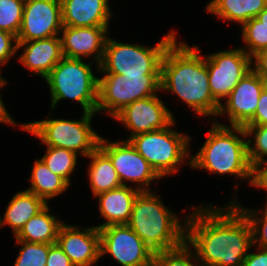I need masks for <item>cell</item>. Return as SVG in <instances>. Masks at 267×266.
I'll return each mask as SVG.
<instances>
[{
	"label": "cell",
	"instance_id": "cell-41",
	"mask_svg": "<svg viewBox=\"0 0 267 266\" xmlns=\"http://www.w3.org/2000/svg\"><path fill=\"white\" fill-rule=\"evenodd\" d=\"M264 89L267 90V79H263Z\"/></svg>",
	"mask_w": 267,
	"mask_h": 266
},
{
	"label": "cell",
	"instance_id": "cell-24",
	"mask_svg": "<svg viewBox=\"0 0 267 266\" xmlns=\"http://www.w3.org/2000/svg\"><path fill=\"white\" fill-rule=\"evenodd\" d=\"M52 215L49 204L37 215L29 219L15 236V240L34 243L54 244L61 224L64 221Z\"/></svg>",
	"mask_w": 267,
	"mask_h": 266
},
{
	"label": "cell",
	"instance_id": "cell-2",
	"mask_svg": "<svg viewBox=\"0 0 267 266\" xmlns=\"http://www.w3.org/2000/svg\"><path fill=\"white\" fill-rule=\"evenodd\" d=\"M199 46L177 42V38L166 49L160 73V91L175 93L195 114L217 117L220 104L213 98L209 87V76L205 55Z\"/></svg>",
	"mask_w": 267,
	"mask_h": 266
},
{
	"label": "cell",
	"instance_id": "cell-37",
	"mask_svg": "<svg viewBox=\"0 0 267 266\" xmlns=\"http://www.w3.org/2000/svg\"><path fill=\"white\" fill-rule=\"evenodd\" d=\"M252 70L262 79H267V48L251 57Z\"/></svg>",
	"mask_w": 267,
	"mask_h": 266
},
{
	"label": "cell",
	"instance_id": "cell-9",
	"mask_svg": "<svg viewBox=\"0 0 267 266\" xmlns=\"http://www.w3.org/2000/svg\"><path fill=\"white\" fill-rule=\"evenodd\" d=\"M101 74L96 113L104 111L112 118L130 103L160 91V75Z\"/></svg>",
	"mask_w": 267,
	"mask_h": 266
},
{
	"label": "cell",
	"instance_id": "cell-10",
	"mask_svg": "<svg viewBox=\"0 0 267 266\" xmlns=\"http://www.w3.org/2000/svg\"><path fill=\"white\" fill-rule=\"evenodd\" d=\"M98 147L110 158L124 186H129L128 183L131 182L137 184L134 187L140 192L151 191L152 181L157 182L161 178L126 139L109 142L106 138L100 137Z\"/></svg>",
	"mask_w": 267,
	"mask_h": 266
},
{
	"label": "cell",
	"instance_id": "cell-18",
	"mask_svg": "<svg viewBox=\"0 0 267 266\" xmlns=\"http://www.w3.org/2000/svg\"><path fill=\"white\" fill-rule=\"evenodd\" d=\"M19 49L23 50L18 61L30 72L41 76L43 79L63 58L60 36L18 42L17 50Z\"/></svg>",
	"mask_w": 267,
	"mask_h": 266
},
{
	"label": "cell",
	"instance_id": "cell-16",
	"mask_svg": "<svg viewBox=\"0 0 267 266\" xmlns=\"http://www.w3.org/2000/svg\"><path fill=\"white\" fill-rule=\"evenodd\" d=\"M82 228L62 223L56 243L74 266H92L100 257V232L95 227Z\"/></svg>",
	"mask_w": 267,
	"mask_h": 266
},
{
	"label": "cell",
	"instance_id": "cell-22",
	"mask_svg": "<svg viewBox=\"0 0 267 266\" xmlns=\"http://www.w3.org/2000/svg\"><path fill=\"white\" fill-rule=\"evenodd\" d=\"M267 0H211L206 11L229 22L242 25L255 18L265 7Z\"/></svg>",
	"mask_w": 267,
	"mask_h": 266
},
{
	"label": "cell",
	"instance_id": "cell-7",
	"mask_svg": "<svg viewBox=\"0 0 267 266\" xmlns=\"http://www.w3.org/2000/svg\"><path fill=\"white\" fill-rule=\"evenodd\" d=\"M175 122L166 128L138 134L128 140L161 178L176 174L179 166L187 160L186 164L190 166L191 137L172 129Z\"/></svg>",
	"mask_w": 267,
	"mask_h": 266
},
{
	"label": "cell",
	"instance_id": "cell-11",
	"mask_svg": "<svg viewBox=\"0 0 267 266\" xmlns=\"http://www.w3.org/2000/svg\"><path fill=\"white\" fill-rule=\"evenodd\" d=\"M100 257L109 254L121 266H152L155 252L127 225L99 229Z\"/></svg>",
	"mask_w": 267,
	"mask_h": 266
},
{
	"label": "cell",
	"instance_id": "cell-15",
	"mask_svg": "<svg viewBox=\"0 0 267 266\" xmlns=\"http://www.w3.org/2000/svg\"><path fill=\"white\" fill-rule=\"evenodd\" d=\"M263 89V79L251 69L220 104L217 117L226 115L229 126L244 127L253 118Z\"/></svg>",
	"mask_w": 267,
	"mask_h": 266
},
{
	"label": "cell",
	"instance_id": "cell-31",
	"mask_svg": "<svg viewBox=\"0 0 267 266\" xmlns=\"http://www.w3.org/2000/svg\"><path fill=\"white\" fill-rule=\"evenodd\" d=\"M25 0H0V30L17 37L23 17Z\"/></svg>",
	"mask_w": 267,
	"mask_h": 266
},
{
	"label": "cell",
	"instance_id": "cell-28",
	"mask_svg": "<svg viewBox=\"0 0 267 266\" xmlns=\"http://www.w3.org/2000/svg\"><path fill=\"white\" fill-rule=\"evenodd\" d=\"M230 202H233L246 216L251 228L253 246L267 249V201L262 210L243 207L235 196Z\"/></svg>",
	"mask_w": 267,
	"mask_h": 266
},
{
	"label": "cell",
	"instance_id": "cell-4",
	"mask_svg": "<svg viewBox=\"0 0 267 266\" xmlns=\"http://www.w3.org/2000/svg\"><path fill=\"white\" fill-rule=\"evenodd\" d=\"M183 218L185 220L180 221V217L164 206L161 197L152 190L141 191L134 200L127 225L156 253L185 242L186 217Z\"/></svg>",
	"mask_w": 267,
	"mask_h": 266
},
{
	"label": "cell",
	"instance_id": "cell-23",
	"mask_svg": "<svg viewBox=\"0 0 267 266\" xmlns=\"http://www.w3.org/2000/svg\"><path fill=\"white\" fill-rule=\"evenodd\" d=\"M86 158L90 159L87 179L93 196L122 186L110 158L99 147Z\"/></svg>",
	"mask_w": 267,
	"mask_h": 266
},
{
	"label": "cell",
	"instance_id": "cell-21",
	"mask_svg": "<svg viewBox=\"0 0 267 266\" xmlns=\"http://www.w3.org/2000/svg\"><path fill=\"white\" fill-rule=\"evenodd\" d=\"M48 204L32 192L22 190L13 195L1 218V228L9 225L15 237L24 224L41 212Z\"/></svg>",
	"mask_w": 267,
	"mask_h": 266
},
{
	"label": "cell",
	"instance_id": "cell-26",
	"mask_svg": "<svg viewBox=\"0 0 267 266\" xmlns=\"http://www.w3.org/2000/svg\"><path fill=\"white\" fill-rule=\"evenodd\" d=\"M46 148V153L41 158L42 162L71 186V175L77 166L78 154L64 148Z\"/></svg>",
	"mask_w": 267,
	"mask_h": 266
},
{
	"label": "cell",
	"instance_id": "cell-13",
	"mask_svg": "<svg viewBox=\"0 0 267 266\" xmlns=\"http://www.w3.org/2000/svg\"><path fill=\"white\" fill-rule=\"evenodd\" d=\"M130 131L127 141L142 133L168 127L174 120L172 111L164 105L158 95L142 98L130 103L114 117Z\"/></svg>",
	"mask_w": 267,
	"mask_h": 266
},
{
	"label": "cell",
	"instance_id": "cell-19",
	"mask_svg": "<svg viewBox=\"0 0 267 266\" xmlns=\"http://www.w3.org/2000/svg\"><path fill=\"white\" fill-rule=\"evenodd\" d=\"M63 26H109V0H60Z\"/></svg>",
	"mask_w": 267,
	"mask_h": 266
},
{
	"label": "cell",
	"instance_id": "cell-36",
	"mask_svg": "<svg viewBox=\"0 0 267 266\" xmlns=\"http://www.w3.org/2000/svg\"><path fill=\"white\" fill-rule=\"evenodd\" d=\"M246 125H267V90L263 89L257 110L253 118Z\"/></svg>",
	"mask_w": 267,
	"mask_h": 266
},
{
	"label": "cell",
	"instance_id": "cell-32",
	"mask_svg": "<svg viewBox=\"0 0 267 266\" xmlns=\"http://www.w3.org/2000/svg\"><path fill=\"white\" fill-rule=\"evenodd\" d=\"M243 128L248 138L247 147L250 164L265 160L267 157V125H245Z\"/></svg>",
	"mask_w": 267,
	"mask_h": 266
},
{
	"label": "cell",
	"instance_id": "cell-20",
	"mask_svg": "<svg viewBox=\"0 0 267 266\" xmlns=\"http://www.w3.org/2000/svg\"><path fill=\"white\" fill-rule=\"evenodd\" d=\"M139 192L133 185H122L94 196L98 198L100 217L106 220L96 227L100 229L110 225L127 224L131 217L134 200Z\"/></svg>",
	"mask_w": 267,
	"mask_h": 266
},
{
	"label": "cell",
	"instance_id": "cell-3",
	"mask_svg": "<svg viewBox=\"0 0 267 266\" xmlns=\"http://www.w3.org/2000/svg\"><path fill=\"white\" fill-rule=\"evenodd\" d=\"M212 119L205 143L197 154L190 156V168L221 176L234 175L250 182L251 164L245 129Z\"/></svg>",
	"mask_w": 267,
	"mask_h": 266
},
{
	"label": "cell",
	"instance_id": "cell-1",
	"mask_svg": "<svg viewBox=\"0 0 267 266\" xmlns=\"http://www.w3.org/2000/svg\"><path fill=\"white\" fill-rule=\"evenodd\" d=\"M193 208L186 215L185 242L199 266H242L254 247L252 228L244 213L233 202L224 207L200 204Z\"/></svg>",
	"mask_w": 267,
	"mask_h": 266
},
{
	"label": "cell",
	"instance_id": "cell-14",
	"mask_svg": "<svg viewBox=\"0 0 267 266\" xmlns=\"http://www.w3.org/2000/svg\"><path fill=\"white\" fill-rule=\"evenodd\" d=\"M62 28L60 0H25L17 42L59 36Z\"/></svg>",
	"mask_w": 267,
	"mask_h": 266
},
{
	"label": "cell",
	"instance_id": "cell-35",
	"mask_svg": "<svg viewBox=\"0 0 267 266\" xmlns=\"http://www.w3.org/2000/svg\"><path fill=\"white\" fill-rule=\"evenodd\" d=\"M46 266H74L57 243L49 244Z\"/></svg>",
	"mask_w": 267,
	"mask_h": 266
},
{
	"label": "cell",
	"instance_id": "cell-8",
	"mask_svg": "<svg viewBox=\"0 0 267 266\" xmlns=\"http://www.w3.org/2000/svg\"><path fill=\"white\" fill-rule=\"evenodd\" d=\"M23 123L20 128L41 140V145L64 148L87 157L99 145L100 135L92 128V119L97 113L83 112L80 119H52Z\"/></svg>",
	"mask_w": 267,
	"mask_h": 266
},
{
	"label": "cell",
	"instance_id": "cell-33",
	"mask_svg": "<svg viewBox=\"0 0 267 266\" xmlns=\"http://www.w3.org/2000/svg\"><path fill=\"white\" fill-rule=\"evenodd\" d=\"M17 44V37L15 35L0 30V67L5 66L18 52Z\"/></svg>",
	"mask_w": 267,
	"mask_h": 266
},
{
	"label": "cell",
	"instance_id": "cell-12",
	"mask_svg": "<svg viewBox=\"0 0 267 266\" xmlns=\"http://www.w3.org/2000/svg\"><path fill=\"white\" fill-rule=\"evenodd\" d=\"M205 62L211 94L219 104L252 69L251 57L241 47L208 54Z\"/></svg>",
	"mask_w": 267,
	"mask_h": 266
},
{
	"label": "cell",
	"instance_id": "cell-27",
	"mask_svg": "<svg viewBox=\"0 0 267 266\" xmlns=\"http://www.w3.org/2000/svg\"><path fill=\"white\" fill-rule=\"evenodd\" d=\"M241 38L245 44L241 47L250 57L267 48V26L252 18L241 26ZM248 49V50H247Z\"/></svg>",
	"mask_w": 267,
	"mask_h": 266
},
{
	"label": "cell",
	"instance_id": "cell-17",
	"mask_svg": "<svg viewBox=\"0 0 267 266\" xmlns=\"http://www.w3.org/2000/svg\"><path fill=\"white\" fill-rule=\"evenodd\" d=\"M110 26L71 27L63 26L60 32L62 55L71 59L92 56L97 71L102 61ZM62 35V36H61Z\"/></svg>",
	"mask_w": 267,
	"mask_h": 266
},
{
	"label": "cell",
	"instance_id": "cell-6",
	"mask_svg": "<svg viewBox=\"0 0 267 266\" xmlns=\"http://www.w3.org/2000/svg\"><path fill=\"white\" fill-rule=\"evenodd\" d=\"M92 62L63 57L44 79L51 95L50 109L62 99L74 100L83 112L96 113L98 77L92 72Z\"/></svg>",
	"mask_w": 267,
	"mask_h": 266
},
{
	"label": "cell",
	"instance_id": "cell-39",
	"mask_svg": "<svg viewBox=\"0 0 267 266\" xmlns=\"http://www.w3.org/2000/svg\"><path fill=\"white\" fill-rule=\"evenodd\" d=\"M7 81L6 79L3 77L0 80V89L3 88L6 85ZM0 123H5L8 125H12L13 127L16 126V122L15 120L12 118L11 114H9V112L7 111L2 97H1V92H0Z\"/></svg>",
	"mask_w": 267,
	"mask_h": 266
},
{
	"label": "cell",
	"instance_id": "cell-34",
	"mask_svg": "<svg viewBox=\"0 0 267 266\" xmlns=\"http://www.w3.org/2000/svg\"><path fill=\"white\" fill-rule=\"evenodd\" d=\"M249 185L267 192V158L251 164Z\"/></svg>",
	"mask_w": 267,
	"mask_h": 266
},
{
	"label": "cell",
	"instance_id": "cell-5",
	"mask_svg": "<svg viewBox=\"0 0 267 266\" xmlns=\"http://www.w3.org/2000/svg\"><path fill=\"white\" fill-rule=\"evenodd\" d=\"M172 30L155 46L129 44L107 37L98 72L127 76L160 75L166 49L177 38Z\"/></svg>",
	"mask_w": 267,
	"mask_h": 266
},
{
	"label": "cell",
	"instance_id": "cell-29",
	"mask_svg": "<svg viewBox=\"0 0 267 266\" xmlns=\"http://www.w3.org/2000/svg\"><path fill=\"white\" fill-rule=\"evenodd\" d=\"M152 266H199V263L193 249L184 242L174 249L156 252Z\"/></svg>",
	"mask_w": 267,
	"mask_h": 266
},
{
	"label": "cell",
	"instance_id": "cell-38",
	"mask_svg": "<svg viewBox=\"0 0 267 266\" xmlns=\"http://www.w3.org/2000/svg\"><path fill=\"white\" fill-rule=\"evenodd\" d=\"M257 253L249 251L242 266H267V249L257 247Z\"/></svg>",
	"mask_w": 267,
	"mask_h": 266
},
{
	"label": "cell",
	"instance_id": "cell-40",
	"mask_svg": "<svg viewBox=\"0 0 267 266\" xmlns=\"http://www.w3.org/2000/svg\"><path fill=\"white\" fill-rule=\"evenodd\" d=\"M255 18L267 26V6Z\"/></svg>",
	"mask_w": 267,
	"mask_h": 266
},
{
	"label": "cell",
	"instance_id": "cell-25",
	"mask_svg": "<svg viewBox=\"0 0 267 266\" xmlns=\"http://www.w3.org/2000/svg\"><path fill=\"white\" fill-rule=\"evenodd\" d=\"M30 175V187L26 190L42 198L47 204L48 200L65 193L69 184L60 176L53 173L41 159L33 163Z\"/></svg>",
	"mask_w": 267,
	"mask_h": 266
},
{
	"label": "cell",
	"instance_id": "cell-30",
	"mask_svg": "<svg viewBox=\"0 0 267 266\" xmlns=\"http://www.w3.org/2000/svg\"><path fill=\"white\" fill-rule=\"evenodd\" d=\"M15 241L17 245L22 247L18 251L14 266H46L49 244L22 240Z\"/></svg>",
	"mask_w": 267,
	"mask_h": 266
}]
</instances>
